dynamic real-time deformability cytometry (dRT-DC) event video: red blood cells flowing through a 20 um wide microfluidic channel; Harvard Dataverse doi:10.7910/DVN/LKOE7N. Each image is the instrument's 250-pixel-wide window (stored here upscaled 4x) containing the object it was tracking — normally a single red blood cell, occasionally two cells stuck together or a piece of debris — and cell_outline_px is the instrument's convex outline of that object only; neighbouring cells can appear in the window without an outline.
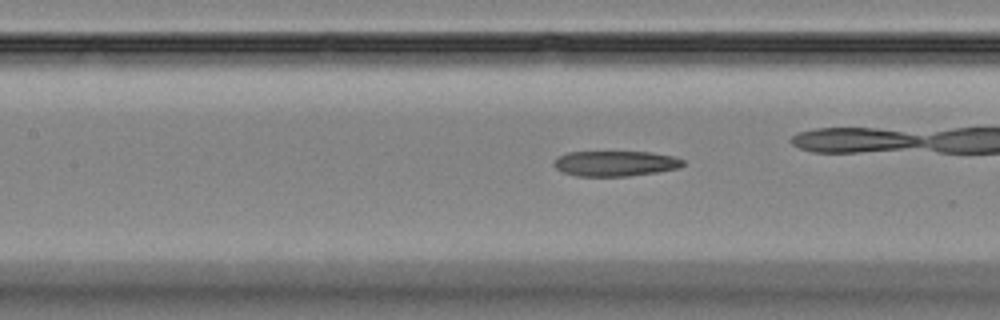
{"species": "Egyptian fruit bat (a non-hibernating species)", "species_latin": "Rousettus aegyptiacus", "temperature_condition": "room temperature", "stored_images_in_passage": 55, "camera_frame_rate_fps": 3000, "um_per_image_px": 0.085, "animal": {"sex": "female"}, "frame": {"image": 1, "passage_image": 24, "time_ms": 7.667, "image_size_px": [1000, 320], "cell_outline_px": [[684, 164], [680, 168], [656, 172], [628, 176], [576, 176], [564, 172], [556, 168], [552, 164], [560, 156], [568, 152], [652, 152], [672, 156], [684, 160]], "centroid_in_image_um": [52.32, 13.9], "position_along_channel_um": 155.1, "area_um2": 18.96}, "authors_computed_cell_mechanics": {"area_um2": 20.23, "velocity_mm_per_s": 3.6921, "shape_relaxation_time_tau1_ms": null, "shape_relaxation_time_tau2_ms": 7.739, "deformation_change_tau1": null, "deformation_change_tau2": 0.2264}}